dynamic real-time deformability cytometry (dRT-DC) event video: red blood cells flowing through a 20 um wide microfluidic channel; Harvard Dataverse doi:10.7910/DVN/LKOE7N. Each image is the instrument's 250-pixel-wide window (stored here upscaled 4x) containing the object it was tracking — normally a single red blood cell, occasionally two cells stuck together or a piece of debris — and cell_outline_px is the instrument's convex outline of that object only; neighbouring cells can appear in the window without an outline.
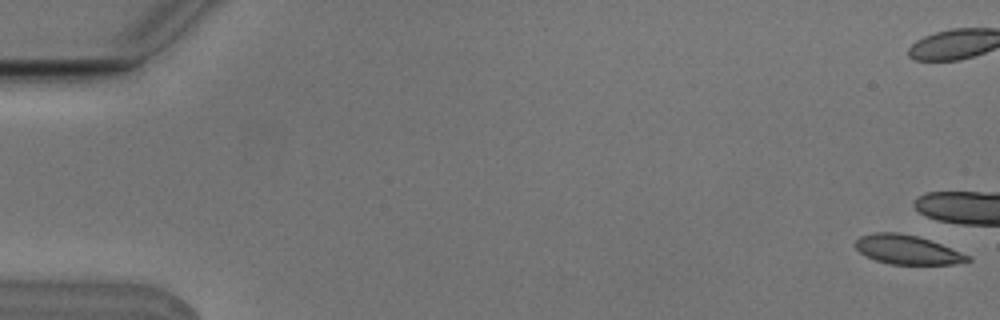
{"species": "Egyptian fruit bat (a non-hibernating species)", "species_latin": "Rousettus aegyptiacus", "temperature_condition": "cold", "stored_images_in_passage": 10, "camera_frame_rate_fps": 3000, "um_per_image_px": 0.085, "animal": {"sex": "male"}, "frame": {"image": 1, "passage_image": 1, "time_ms": 0.0, "image_size_px": [1000, 320], "cell_outline_px": [[972, 260], [952, 264], [892, 264], [876, 260], [860, 252], [856, 248], [856, 240], [860, 236], [876, 232], [896, 232], [916, 236], [940, 244], [972, 256]], "centroid_in_image_um": [77.13, 21.22], "position_along_channel_um": 7.9, "area_um2": 18.73}}
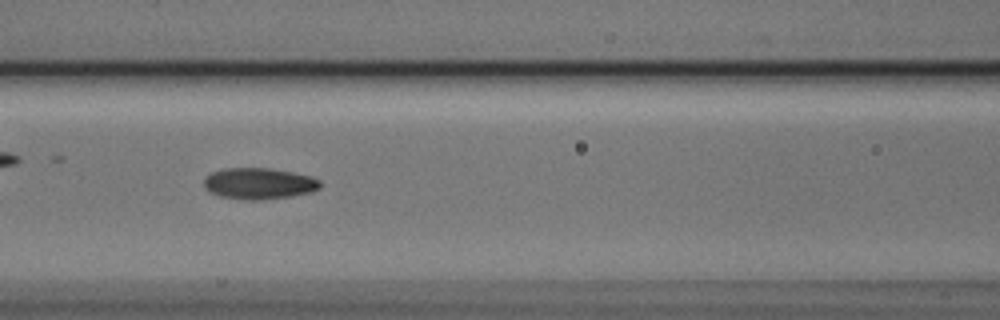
{"frame": {"image": 2, "passage_image": 9, "time_ms": 2.667, "image_size_px": [1000, 320], "cell_outline_px": [[320, 188], [312, 192], [292, 196], [260, 200], [240, 200], [220, 196], [204, 188], [204, 176], [212, 172], [224, 168], [268, 168], [292, 172], [308, 176], [320, 180]], "centroid_in_image_um": [21.98, 15.6], "position_along_channel_um": 144.6, "area_um2": 21.27}}
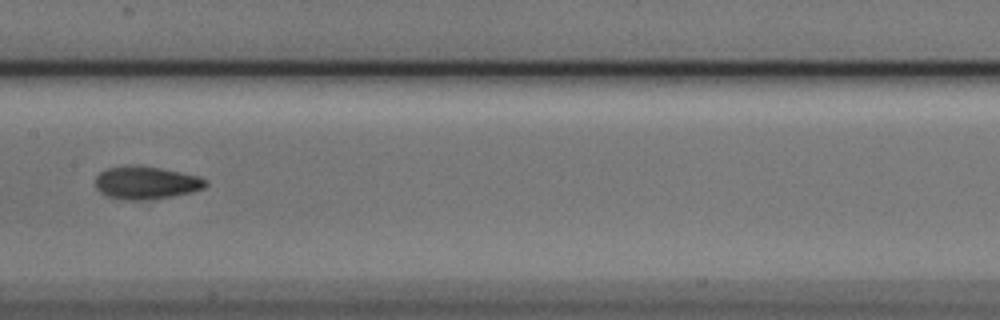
{"frame": {"image": 3, "passage_image": 10, "time_ms": 3.0, "image_size_px": [1000, 320], "cell_outline_px": [[208, 184], [204, 188], [192, 192], [172, 196], [136, 200], [120, 200], [108, 196], [100, 192], [96, 188], [96, 176], [100, 172], [108, 168], [124, 164], [132, 164], [160, 168], [200, 176], [208, 180]], "centroid_in_image_um": [12.41, 15.51], "position_along_channel_um": 195.0, "area_um2": 21.27}}